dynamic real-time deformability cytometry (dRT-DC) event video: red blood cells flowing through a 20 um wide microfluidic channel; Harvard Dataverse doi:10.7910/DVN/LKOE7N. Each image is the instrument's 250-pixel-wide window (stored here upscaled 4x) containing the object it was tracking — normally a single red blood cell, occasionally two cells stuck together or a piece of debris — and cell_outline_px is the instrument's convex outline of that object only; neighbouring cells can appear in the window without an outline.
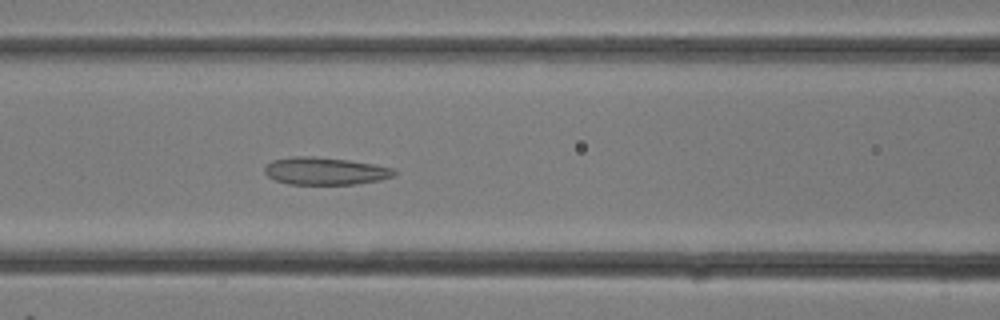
{"species": "common noctule bat (a hibernating species)", "species_latin": "Nyctalus noctula", "temperature_condition": "room temperature", "stored_images_in_passage": 13, "camera_frame_rate_fps": 3000, "um_per_image_px": 0.085, "animal": {"sex": "female"}, "frame": {"image": 1, "passage_image": 12, "time_ms": 3.667, "image_size_px": [1000, 320], "cell_outline_px": [[396, 172], [392, 176], [380, 180], [356, 184], [288, 184], [276, 180], [268, 176], [264, 172], [264, 168], [272, 160], [292, 156], [312, 156], [348, 160], [372, 164], [392, 168]], "centroid_in_image_um": [27.6, 14.53], "position_along_channel_um": 139.0, "area_um2": 20.58}}